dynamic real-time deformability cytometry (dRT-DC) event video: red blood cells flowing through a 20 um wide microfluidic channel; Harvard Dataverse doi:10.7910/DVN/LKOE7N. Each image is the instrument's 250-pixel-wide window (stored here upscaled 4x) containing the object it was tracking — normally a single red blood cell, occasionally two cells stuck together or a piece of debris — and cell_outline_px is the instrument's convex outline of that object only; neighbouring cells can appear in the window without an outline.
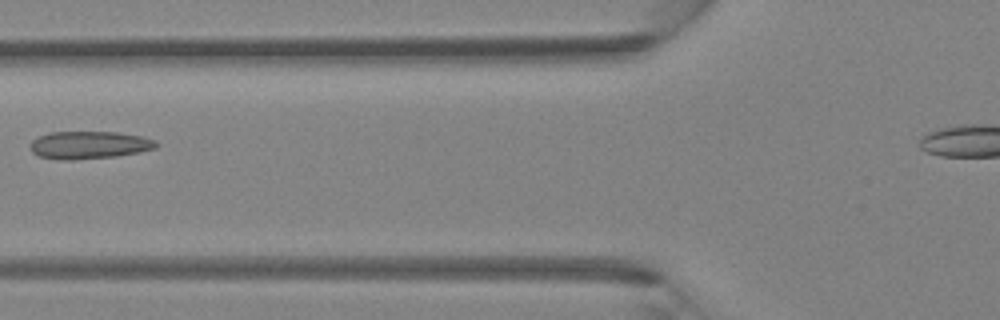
{"species": "Egyptian fruit bat (a non-hibernating species)", "species_latin": "Rousettus aegyptiacus", "temperature_condition": "room temperature", "stored_images_in_passage": 2, "camera_frame_rate_fps": 3000, "um_per_image_px": 0.085, "animal": {"sex": "female"}, "frame": {"image": 1, "passage_image": 2, "time_ms": 0.333, "image_size_px": [1000, 320], "cell_outline_px": [[160, 144], [156, 148], [140, 152], [116, 156], [72, 160], [64, 160], [40, 156], [32, 152], [28, 144], [32, 140], [40, 136], [52, 132], [116, 132], [140, 136], [156, 140]], "centroid_in_image_um": [7.6, 12.32], "position_along_channel_um": 118.2, "area_um2": 20.29}}